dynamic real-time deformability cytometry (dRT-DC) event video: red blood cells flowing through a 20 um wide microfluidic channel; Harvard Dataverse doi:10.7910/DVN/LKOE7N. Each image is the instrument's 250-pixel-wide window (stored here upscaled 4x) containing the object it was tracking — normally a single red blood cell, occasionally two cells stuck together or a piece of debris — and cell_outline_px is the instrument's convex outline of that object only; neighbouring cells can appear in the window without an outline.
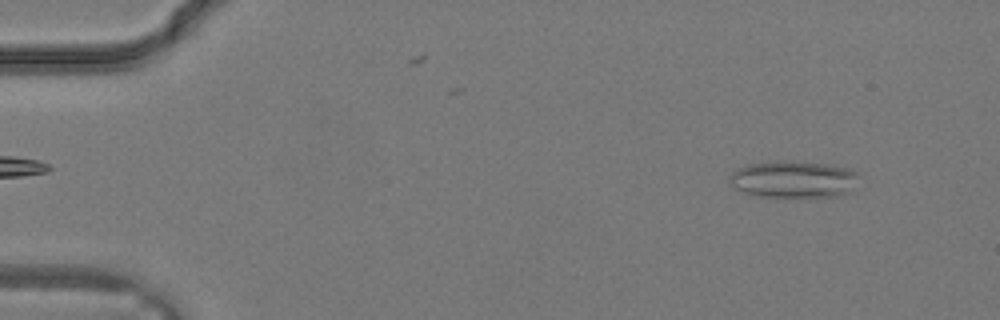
{"species": "common noctule bat (a hibernating species)", "species_latin": "Nyctalus noctula", "temperature_condition": "warm", "stored_images_in_passage": 10, "camera_frame_rate_fps": 3000, "um_per_image_px": 0.085, "animal": {"sex": "male", "body_mass_g": 19.2, "forearm_length_mm": 51.8}, "frame": {"image": 1, "passage_image": 3, "time_ms": 0.667, "image_size_px": [1000, 320], "cell_outline_px": [[856, 176], [848, 192], [836, 196], [760, 196], [744, 192], [736, 188], [728, 180], [728, 176], [736, 168], [748, 164], [784, 160], [792, 160], [824, 164], [844, 168], [856, 172]], "centroid_in_image_um": [67.34, 15.22], "position_along_channel_um": 17.7, "area_um2": 27.22}}